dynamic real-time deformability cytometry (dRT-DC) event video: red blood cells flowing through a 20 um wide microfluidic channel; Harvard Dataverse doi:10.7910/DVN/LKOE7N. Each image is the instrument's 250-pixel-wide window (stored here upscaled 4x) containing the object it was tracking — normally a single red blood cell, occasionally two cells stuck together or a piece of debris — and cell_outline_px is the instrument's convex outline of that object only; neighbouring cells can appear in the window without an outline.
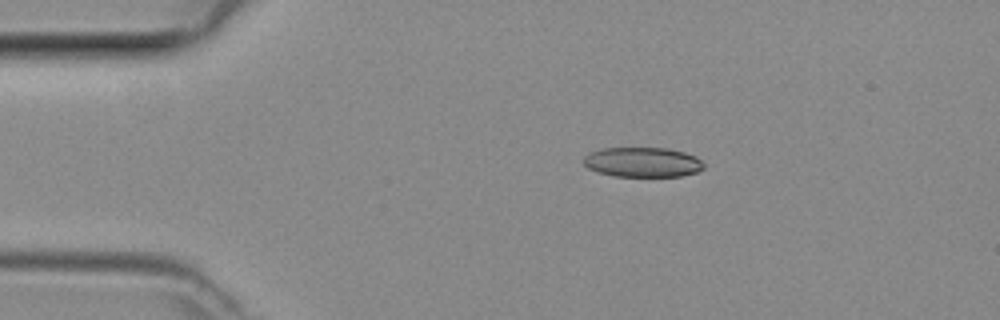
{"species": "common noctule bat (a hibernating species)", "species_latin": "Nyctalus noctula", "temperature_condition": "room temperature", "stored_images_in_passage": 3, "camera_frame_rate_fps": 3000, "um_per_image_px": 0.085, "animal": {"sex": "female", "body_mass_g": 29.2, "forearm_length_mm": 56.3}, "frame": {"image": 1, "passage_image": 2, "time_ms": 0.333, "image_size_px": [1000, 320], "cell_outline_px": [[704, 168], [696, 172], [680, 176], [616, 176], [596, 172], [588, 168], [584, 164], [584, 156], [600, 148], [668, 148], [684, 152], [696, 156], [704, 164]], "centroid_in_image_um": [54.62, 13.78], "position_along_channel_um": 30.4, "area_um2": 20.87}}